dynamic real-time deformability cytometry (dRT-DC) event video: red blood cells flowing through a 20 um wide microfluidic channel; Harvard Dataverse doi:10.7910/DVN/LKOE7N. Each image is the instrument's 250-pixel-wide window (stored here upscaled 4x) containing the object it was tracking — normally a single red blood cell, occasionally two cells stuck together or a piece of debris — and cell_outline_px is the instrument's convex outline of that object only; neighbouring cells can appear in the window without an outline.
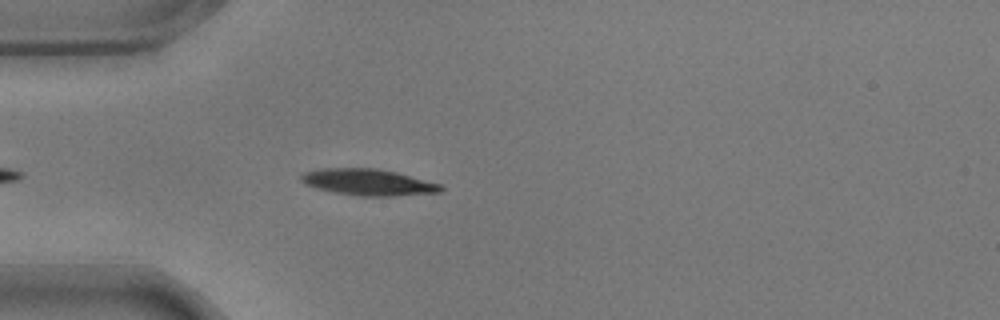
{"species": "common noctule bat (a hibernating species)", "species_latin": "Nyctalus noctula", "temperature_condition": "warm", "stored_images_in_passage": 15, "camera_frame_rate_fps": 3000, "um_per_image_px": 0.085, "animal": {"sex": "male", "body_mass_g": 17.9}, "frame": {"image": 1, "passage_image": 7, "time_ms": 2.0, "image_size_px": [1000, 320], "cell_outline_px": [[444, 188], [440, 192], [392, 196], [360, 196], [336, 192], [320, 188], [308, 184], [300, 180], [300, 176], [304, 172], [320, 168], [376, 168], [396, 172], [440, 184]], "centroid_in_image_um": [31.31, 15.48], "position_along_channel_um": 53.7, "area_um2": 21.15}}
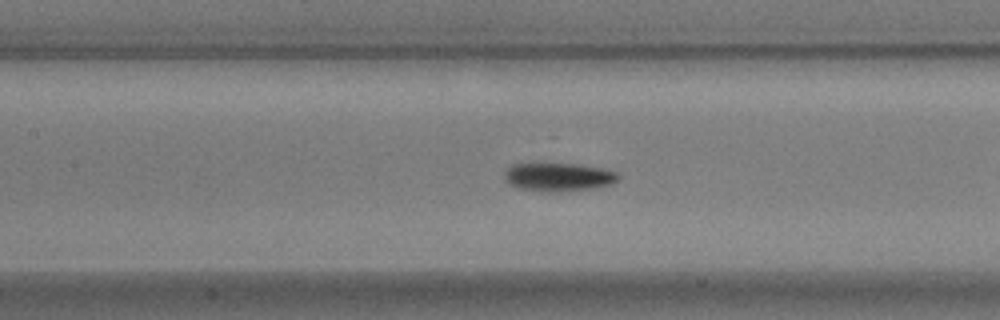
{"frame": {"image": 2, "passage_image": 13, "time_ms": 4.0, "image_size_px": [1000, 320], "cell_outline_px": [[620, 176], [612, 184], [592, 188], [560, 192], [540, 192], [520, 188], [512, 184], [504, 176], [504, 172], [512, 164], [576, 164], [600, 168], [616, 172]], "centroid_in_image_um": [47.47, 15.05], "position_along_channel_um": 159.9, "area_um2": 18.55}}